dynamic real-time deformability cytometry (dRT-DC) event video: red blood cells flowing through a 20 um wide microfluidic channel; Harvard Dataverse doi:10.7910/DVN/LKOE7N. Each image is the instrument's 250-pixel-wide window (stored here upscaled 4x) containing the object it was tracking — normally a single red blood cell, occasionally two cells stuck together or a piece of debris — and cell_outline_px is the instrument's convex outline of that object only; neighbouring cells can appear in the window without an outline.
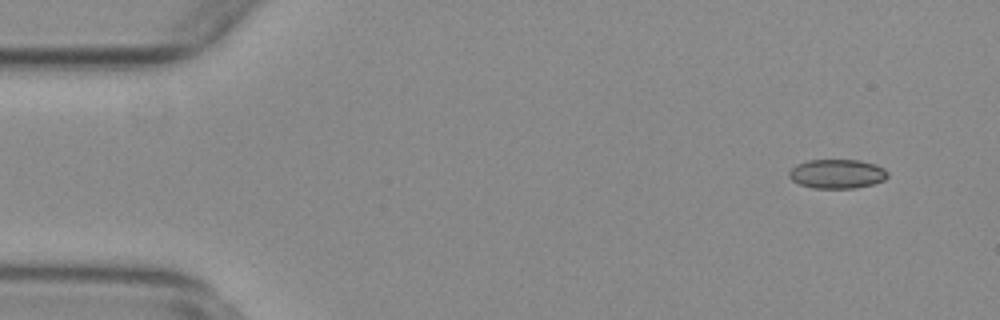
{"species": "common noctule bat (a hibernating species)", "species_latin": "Nyctalus noctula", "temperature_condition": "warm", "stored_images_in_passage": 52, "camera_frame_rate_fps": 3000, "um_per_image_px": 0.085, "animal": {"sex": "female", "body_mass_g": 29.2, "forearm_length_mm": 56.3}, "frame": {"image": 1, "passage_image": 1, "time_ms": 0.0, "image_size_px": [1000, 320], "cell_outline_px": [[888, 176], [884, 180], [872, 184], [856, 188], [812, 188], [800, 184], [792, 180], [788, 176], [788, 172], [796, 164], [808, 160], [860, 160], [876, 164], [884, 168], [888, 172]], "centroid_in_image_um": [71.15, 14.77], "position_along_channel_um": 13.8, "area_um2": 16.88}}
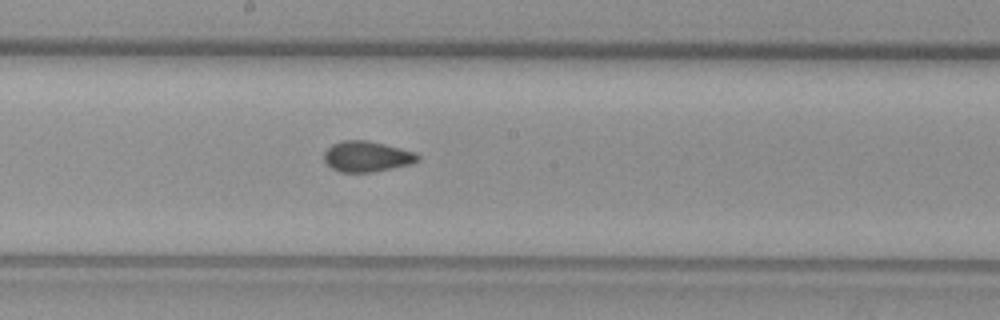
{"frame": {"image": 2, "passage_image": 26, "time_ms": 8.333, "image_size_px": [1000, 320], "cell_outline_px": [[420, 160], [412, 164], [372, 172], [340, 172], [332, 168], [324, 160], [324, 152], [332, 144], [344, 140], [364, 140], [384, 144], [416, 152], [420, 156]], "centroid_in_image_um": [31.21, 13.3], "position_along_channel_um": 217.0, "area_um2": 16.7}}
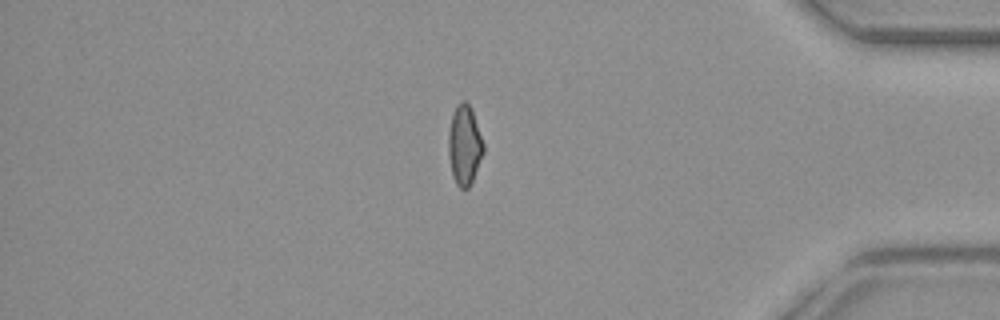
{"frame": {"image": 3, "passage_image": 43, "time_ms": 14.0, "image_size_px": [1000, 320], "cell_outline_px": [[484, 152], [472, 180], [468, 188], [460, 188], [456, 184], [452, 176], [448, 156], [448, 132], [452, 112], [456, 104], [460, 100], [464, 100], [472, 108], [484, 144]], "centroid_in_image_um": [39.46, 12.29], "position_along_channel_um": 395.7, "area_um2": 16.53}, "authors_computed_cell_mechanics": {"area_um2": 16.6464, "velocity_mm_per_s": 3.766, "shape_relaxation_time_tau1_ms": null, "shape_relaxation_time_tau2_ms": 1.9655, "deformation_change_tau1": null, "deformation_change_tau2": 0.0714}}